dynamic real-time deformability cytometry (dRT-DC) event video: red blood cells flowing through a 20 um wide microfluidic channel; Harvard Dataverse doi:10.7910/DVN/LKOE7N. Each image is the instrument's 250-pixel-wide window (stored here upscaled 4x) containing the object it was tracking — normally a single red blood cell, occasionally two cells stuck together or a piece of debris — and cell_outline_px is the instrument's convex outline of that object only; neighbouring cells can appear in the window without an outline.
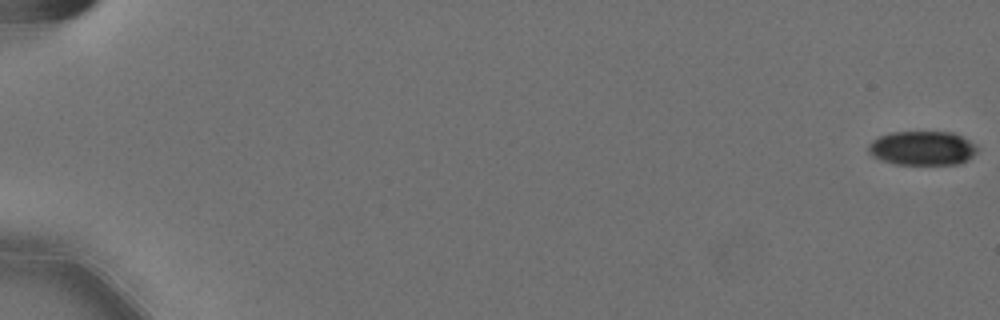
{"species": "Egyptian fruit bat (a non-hibernating species)", "species_latin": "Rousettus aegyptiacus", "temperature_condition": "cold", "stored_images_in_passage": 60, "segment_of_instrument_passage": [1, 2], "camera_frame_rate_fps": 3000, "um_per_image_px": 0.085, "animal": {"sex": "female"}, "frame": {"image": 1, "passage_image": 1, "time_ms": 0.0, "image_size_px": [1000, 320], "cell_outline_px": [[980, 148], [968, 160], [960, 164], [892, 164], [880, 160], [872, 156], [868, 152], [868, 144], [872, 140], [880, 136], [892, 132], [952, 132], [976, 144]], "centroid_in_image_um": [78.39, 12.6], "position_along_channel_um": 6.6, "area_um2": 21.85}}
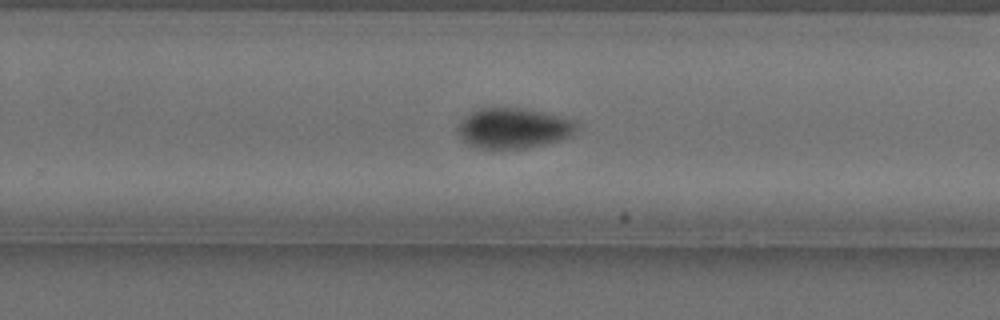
{"frame": {"image": 2, "passage_image": 40, "time_ms": 13.0, "image_size_px": [1000, 320], "cell_outline_px": [[580, 124], [576, 132], [572, 136], [560, 140], [544, 144], [524, 148], [480, 148], [468, 144], [460, 140], [456, 132], [456, 128], [460, 120], [464, 116], [480, 108], [524, 108], [544, 112], [572, 120]], "centroid_in_image_um": [43.62, 10.89], "position_along_channel_um": 286.2, "area_um2": 28.21}}
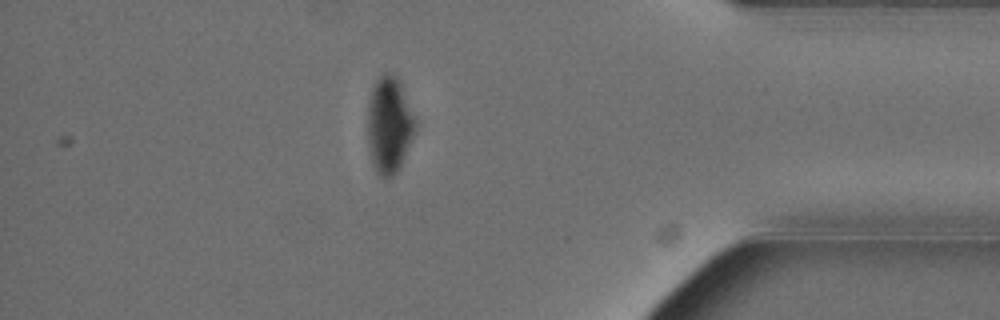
{"frame": {"image": 3, "passage_image": 52, "time_ms": 17.0, "image_size_px": [1000, 320], "cell_outline_px": [[420, 124], [400, 168], [388, 180], [384, 180], [376, 172], [372, 164], [368, 144], [368, 104], [372, 88], [376, 80], [380, 76], [388, 72], [392, 72], [400, 80]], "centroid_in_image_um": [33.14, 10.63], "position_along_channel_um": 402.1, "area_um2": 27.92}}